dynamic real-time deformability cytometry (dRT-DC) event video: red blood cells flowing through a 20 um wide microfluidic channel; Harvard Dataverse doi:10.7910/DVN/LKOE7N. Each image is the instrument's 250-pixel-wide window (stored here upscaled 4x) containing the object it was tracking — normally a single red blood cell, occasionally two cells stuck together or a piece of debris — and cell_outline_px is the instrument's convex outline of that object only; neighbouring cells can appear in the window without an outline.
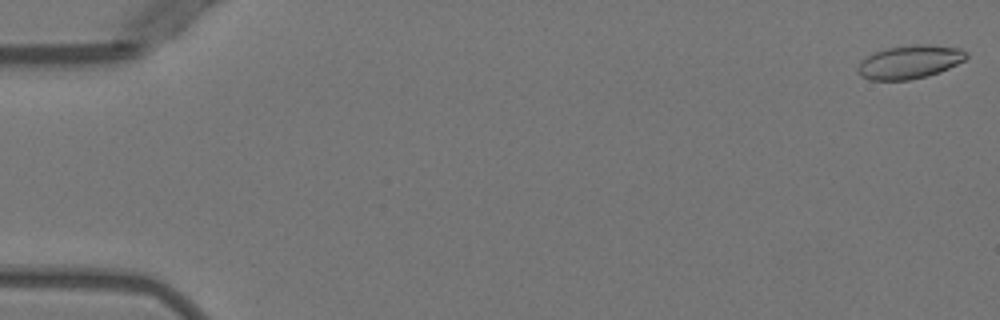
{"species": "Egyptian fruit bat (a non-hibernating species)", "species_latin": "Rousettus aegyptiacus", "temperature_condition": "warm", "stored_images_in_passage": 5, "camera_frame_rate_fps": 3000, "um_per_image_px": 0.085, "animal": {"sex": "female"}, "frame": {"image": 1, "passage_image": 1, "time_ms": 0.0, "image_size_px": [1000, 320], "cell_outline_px": [[968, 56], [964, 60], [940, 72], [928, 76], [908, 80], [868, 80], [860, 76], [856, 68], [860, 60], [876, 52], [888, 48], [916, 44], [928, 44], [960, 48], [968, 52]], "centroid_in_image_um": [77.31, 5.27], "position_along_channel_um": 7.7, "area_um2": 21.21}}